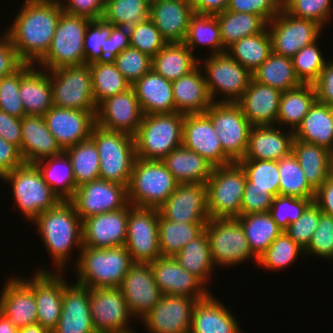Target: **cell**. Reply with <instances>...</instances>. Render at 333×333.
<instances>
[{"label": "cell", "instance_id": "obj_52", "mask_svg": "<svg viewBox=\"0 0 333 333\" xmlns=\"http://www.w3.org/2000/svg\"><path fill=\"white\" fill-rule=\"evenodd\" d=\"M64 152L70 159L77 187L99 178V154L91 138L67 148Z\"/></svg>", "mask_w": 333, "mask_h": 333}, {"label": "cell", "instance_id": "obj_5", "mask_svg": "<svg viewBox=\"0 0 333 333\" xmlns=\"http://www.w3.org/2000/svg\"><path fill=\"white\" fill-rule=\"evenodd\" d=\"M90 138L99 154V178L128 186L136 159L134 137L95 124Z\"/></svg>", "mask_w": 333, "mask_h": 333}, {"label": "cell", "instance_id": "obj_19", "mask_svg": "<svg viewBox=\"0 0 333 333\" xmlns=\"http://www.w3.org/2000/svg\"><path fill=\"white\" fill-rule=\"evenodd\" d=\"M158 211L163 218L172 222L206 224L210 219L207 211L206 184H178Z\"/></svg>", "mask_w": 333, "mask_h": 333}, {"label": "cell", "instance_id": "obj_70", "mask_svg": "<svg viewBox=\"0 0 333 333\" xmlns=\"http://www.w3.org/2000/svg\"><path fill=\"white\" fill-rule=\"evenodd\" d=\"M313 85L317 100L333 107V60L327 61L318 80Z\"/></svg>", "mask_w": 333, "mask_h": 333}, {"label": "cell", "instance_id": "obj_66", "mask_svg": "<svg viewBox=\"0 0 333 333\" xmlns=\"http://www.w3.org/2000/svg\"><path fill=\"white\" fill-rule=\"evenodd\" d=\"M274 196L265 188L252 187L247 179L241 201V215L269 212Z\"/></svg>", "mask_w": 333, "mask_h": 333}, {"label": "cell", "instance_id": "obj_14", "mask_svg": "<svg viewBox=\"0 0 333 333\" xmlns=\"http://www.w3.org/2000/svg\"><path fill=\"white\" fill-rule=\"evenodd\" d=\"M159 211L129 203L125 247L134 263H151L161 257L158 236Z\"/></svg>", "mask_w": 333, "mask_h": 333}, {"label": "cell", "instance_id": "obj_26", "mask_svg": "<svg viewBox=\"0 0 333 333\" xmlns=\"http://www.w3.org/2000/svg\"><path fill=\"white\" fill-rule=\"evenodd\" d=\"M129 204L122 209L90 216L82 221L83 246L111 248L125 246Z\"/></svg>", "mask_w": 333, "mask_h": 333}, {"label": "cell", "instance_id": "obj_68", "mask_svg": "<svg viewBox=\"0 0 333 333\" xmlns=\"http://www.w3.org/2000/svg\"><path fill=\"white\" fill-rule=\"evenodd\" d=\"M23 62L19 59L10 37L4 33L0 37V78L12 74Z\"/></svg>", "mask_w": 333, "mask_h": 333}, {"label": "cell", "instance_id": "obj_69", "mask_svg": "<svg viewBox=\"0 0 333 333\" xmlns=\"http://www.w3.org/2000/svg\"><path fill=\"white\" fill-rule=\"evenodd\" d=\"M130 47L128 27L112 25L105 40V60H113L120 52Z\"/></svg>", "mask_w": 333, "mask_h": 333}, {"label": "cell", "instance_id": "obj_60", "mask_svg": "<svg viewBox=\"0 0 333 333\" xmlns=\"http://www.w3.org/2000/svg\"><path fill=\"white\" fill-rule=\"evenodd\" d=\"M112 61L131 85L152 69V58L131 47L124 49Z\"/></svg>", "mask_w": 333, "mask_h": 333}, {"label": "cell", "instance_id": "obj_31", "mask_svg": "<svg viewBox=\"0 0 333 333\" xmlns=\"http://www.w3.org/2000/svg\"><path fill=\"white\" fill-rule=\"evenodd\" d=\"M36 67L30 63L20 66L19 94L26 115L44 116L53 106L50 74Z\"/></svg>", "mask_w": 333, "mask_h": 333}, {"label": "cell", "instance_id": "obj_16", "mask_svg": "<svg viewBox=\"0 0 333 333\" xmlns=\"http://www.w3.org/2000/svg\"><path fill=\"white\" fill-rule=\"evenodd\" d=\"M89 307L97 333H135L128 324L132 314L120 287L90 289Z\"/></svg>", "mask_w": 333, "mask_h": 333}, {"label": "cell", "instance_id": "obj_64", "mask_svg": "<svg viewBox=\"0 0 333 333\" xmlns=\"http://www.w3.org/2000/svg\"><path fill=\"white\" fill-rule=\"evenodd\" d=\"M321 209L313 202L285 232L302 249H306L316 231L321 216Z\"/></svg>", "mask_w": 333, "mask_h": 333}, {"label": "cell", "instance_id": "obj_54", "mask_svg": "<svg viewBox=\"0 0 333 333\" xmlns=\"http://www.w3.org/2000/svg\"><path fill=\"white\" fill-rule=\"evenodd\" d=\"M305 255L302 249L289 235L282 231L271 245L258 257L257 265L267 270H282Z\"/></svg>", "mask_w": 333, "mask_h": 333}, {"label": "cell", "instance_id": "obj_63", "mask_svg": "<svg viewBox=\"0 0 333 333\" xmlns=\"http://www.w3.org/2000/svg\"><path fill=\"white\" fill-rule=\"evenodd\" d=\"M305 255H317L333 261V217L321 212L318 227L314 232Z\"/></svg>", "mask_w": 333, "mask_h": 333}, {"label": "cell", "instance_id": "obj_65", "mask_svg": "<svg viewBox=\"0 0 333 333\" xmlns=\"http://www.w3.org/2000/svg\"><path fill=\"white\" fill-rule=\"evenodd\" d=\"M227 10L256 14L268 23L283 10V0H230Z\"/></svg>", "mask_w": 333, "mask_h": 333}, {"label": "cell", "instance_id": "obj_44", "mask_svg": "<svg viewBox=\"0 0 333 333\" xmlns=\"http://www.w3.org/2000/svg\"><path fill=\"white\" fill-rule=\"evenodd\" d=\"M252 78L264 85L279 89L282 92L300 86L292 58L270 53L268 58L252 73Z\"/></svg>", "mask_w": 333, "mask_h": 333}, {"label": "cell", "instance_id": "obj_40", "mask_svg": "<svg viewBox=\"0 0 333 333\" xmlns=\"http://www.w3.org/2000/svg\"><path fill=\"white\" fill-rule=\"evenodd\" d=\"M200 62L183 42H172L152 58V69L166 80L174 81L193 71Z\"/></svg>", "mask_w": 333, "mask_h": 333}, {"label": "cell", "instance_id": "obj_8", "mask_svg": "<svg viewBox=\"0 0 333 333\" xmlns=\"http://www.w3.org/2000/svg\"><path fill=\"white\" fill-rule=\"evenodd\" d=\"M246 181L238 162L214 167L206 182L209 218H238Z\"/></svg>", "mask_w": 333, "mask_h": 333}, {"label": "cell", "instance_id": "obj_22", "mask_svg": "<svg viewBox=\"0 0 333 333\" xmlns=\"http://www.w3.org/2000/svg\"><path fill=\"white\" fill-rule=\"evenodd\" d=\"M97 111L52 106L43 116L48 130L64 151L90 138Z\"/></svg>", "mask_w": 333, "mask_h": 333}, {"label": "cell", "instance_id": "obj_45", "mask_svg": "<svg viewBox=\"0 0 333 333\" xmlns=\"http://www.w3.org/2000/svg\"><path fill=\"white\" fill-rule=\"evenodd\" d=\"M252 253L258 258L282 230L269 212L240 215L238 218Z\"/></svg>", "mask_w": 333, "mask_h": 333}, {"label": "cell", "instance_id": "obj_20", "mask_svg": "<svg viewBox=\"0 0 333 333\" xmlns=\"http://www.w3.org/2000/svg\"><path fill=\"white\" fill-rule=\"evenodd\" d=\"M143 112L136 93L131 86L128 90L103 100L97 108L96 124L104 129L135 136Z\"/></svg>", "mask_w": 333, "mask_h": 333}, {"label": "cell", "instance_id": "obj_28", "mask_svg": "<svg viewBox=\"0 0 333 333\" xmlns=\"http://www.w3.org/2000/svg\"><path fill=\"white\" fill-rule=\"evenodd\" d=\"M194 14L188 0H151L149 18L168 42H184Z\"/></svg>", "mask_w": 333, "mask_h": 333}, {"label": "cell", "instance_id": "obj_48", "mask_svg": "<svg viewBox=\"0 0 333 333\" xmlns=\"http://www.w3.org/2000/svg\"><path fill=\"white\" fill-rule=\"evenodd\" d=\"M175 259L185 270L207 284L215 266L211 259L209 240L205 230L187 243Z\"/></svg>", "mask_w": 333, "mask_h": 333}, {"label": "cell", "instance_id": "obj_39", "mask_svg": "<svg viewBox=\"0 0 333 333\" xmlns=\"http://www.w3.org/2000/svg\"><path fill=\"white\" fill-rule=\"evenodd\" d=\"M293 134L297 140L323 146L333 153L332 107L316 100Z\"/></svg>", "mask_w": 333, "mask_h": 333}, {"label": "cell", "instance_id": "obj_72", "mask_svg": "<svg viewBox=\"0 0 333 333\" xmlns=\"http://www.w3.org/2000/svg\"><path fill=\"white\" fill-rule=\"evenodd\" d=\"M24 163L20 149L0 137V173L5 175Z\"/></svg>", "mask_w": 333, "mask_h": 333}, {"label": "cell", "instance_id": "obj_18", "mask_svg": "<svg viewBox=\"0 0 333 333\" xmlns=\"http://www.w3.org/2000/svg\"><path fill=\"white\" fill-rule=\"evenodd\" d=\"M63 273L51 270L37 269L30 279L19 277L33 292L37 305V324L49 329L51 332L57 327L60 320L63 288L68 284L62 277Z\"/></svg>", "mask_w": 333, "mask_h": 333}, {"label": "cell", "instance_id": "obj_53", "mask_svg": "<svg viewBox=\"0 0 333 333\" xmlns=\"http://www.w3.org/2000/svg\"><path fill=\"white\" fill-rule=\"evenodd\" d=\"M151 0H106L102 19L115 26L130 27L149 18Z\"/></svg>", "mask_w": 333, "mask_h": 333}, {"label": "cell", "instance_id": "obj_56", "mask_svg": "<svg viewBox=\"0 0 333 333\" xmlns=\"http://www.w3.org/2000/svg\"><path fill=\"white\" fill-rule=\"evenodd\" d=\"M252 187L267 189L274 197L279 195L278 161L239 160Z\"/></svg>", "mask_w": 333, "mask_h": 333}, {"label": "cell", "instance_id": "obj_57", "mask_svg": "<svg viewBox=\"0 0 333 333\" xmlns=\"http://www.w3.org/2000/svg\"><path fill=\"white\" fill-rule=\"evenodd\" d=\"M128 31L130 47L138 49L151 58L168 43L150 18L128 27Z\"/></svg>", "mask_w": 333, "mask_h": 333}, {"label": "cell", "instance_id": "obj_24", "mask_svg": "<svg viewBox=\"0 0 333 333\" xmlns=\"http://www.w3.org/2000/svg\"><path fill=\"white\" fill-rule=\"evenodd\" d=\"M120 289L132 316L140 320L162 297L150 263H134L123 278Z\"/></svg>", "mask_w": 333, "mask_h": 333}, {"label": "cell", "instance_id": "obj_4", "mask_svg": "<svg viewBox=\"0 0 333 333\" xmlns=\"http://www.w3.org/2000/svg\"><path fill=\"white\" fill-rule=\"evenodd\" d=\"M184 117L178 112L143 115L134 136L136 158L161 161L181 146Z\"/></svg>", "mask_w": 333, "mask_h": 333}, {"label": "cell", "instance_id": "obj_33", "mask_svg": "<svg viewBox=\"0 0 333 333\" xmlns=\"http://www.w3.org/2000/svg\"><path fill=\"white\" fill-rule=\"evenodd\" d=\"M21 134V155L25 163L35 164L63 152L43 116L25 115L21 118Z\"/></svg>", "mask_w": 333, "mask_h": 333}, {"label": "cell", "instance_id": "obj_3", "mask_svg": "<svg viewBox=\"0 0 333 333\" xmlns=\"http://www.w3.org/2000/svg\"><path fill=\"white\" fill-rule=\"evenodd\" d=\"M79 251L77 264H74L77 284L89 289L120 287L134 264L125 246L104 249L83 246Z\"/></svg>", "mask_w": 333, "mask_h": 333}, {"label": "cell", "instance_id": "obj_30", "mask_svg": "<svg viewBox=\"0 0 333 333\" xmlns=\"http://www.w3.org/2000/svg\"><path fill=\"white\" fill-rule=\"evenodd\" d=\"M0 312L15 327L37 324V305L34 292L19 278H8L0 294Z\"/></svg>", "mask_w": 333, "mask_h": 333}, {"label": "cell", "instance_id": "obj_74", "mask_svg": "<svg viewBox=\"0 0 333 333\" xmlns=\"http://www.w3.org/2000/svg\"><path fill=\"white\" fill-rule=\"evenodd\" d=\"M230 0H190L194 13L216 15L225 11Z\"/></svg>", "mask_w": 333, "mask_h": 333}, {"label": "cell", "instance_id": "obj_37", "mask_svg": "<svg viewBox=\"0 0 333 333\" xmlns=\"http://www.w3.org/2000/svg\"><path fill=\"white\" fill-rule=\"evenodd\" d=\"M292 152L315 190L333 173V153L327 148L294 138Z\"/></svg>", "mask_w": 333, "mask_h": 333}, {"label": "cell", "instance_id": "obj_46", "mask_svg": "<svg viewBox=\"0 0 333 333\" xmlns=\"http://www.w3.org/2000/svg\"><path fill=\"white\" fill-rule=\"evenodd\" d=\"M226 52L252 74L272 52L268 28L261 33L238 40Z\"/></svg>", "mask_w": 333, "mask_h": 333}, {"label": "cell", "instance_id": "obj_71", "mask_svg": "<svg viewBox=\"0 0 333 333\" xmlns=\"http://www.w3.org/2000/svg\"><path fill=\"white\" fill-rule=\"evenodd\" d=\"M0 137L18 147L21 152V119L0 110Z\"/></svg>", "mask_w": 333, "mask_h": 333}, {"label": "cell", "instance_id": "obj_1", "mask_svg": "<svg viewBox=\"0 0 333 333\" xmlns=\"http://www.w3.org/2000/svg\"><path fill=\"white\" fill-rule=\"evenodd\" d=\"M5 32L23 63L36 65L48 52L60 16V0H25Z\"/></svg>", "mask_w": 333, "mask_h": 333}, {"label": "cell", "instance_id": "obj_11", "mask_svg": "<svg viewBox=\"0 0 333 333\" xmlns=\"http://www.w3.org/2000/svg\"><path fill=\"white\" fill-rule=\"evenodd\" d=\"M207 90L214 103H237L243 96L252 74L227 52L211 54L203 61ZM224 95L216 100L217 94Z\"/></svg>", "mask_w": 333, "mask_h": 333}, {"label": "cell", "instance_id": "obj_36", "mask_svg": "<svg viewBox=\"0 0 333 333\" xmlns=\"http://www.w3.org/2000/svg\"><path fill=\"white\" fill-rule=\"evenodd\" d=\"M200 64L191 72L172 81L175 110L178 113L204 114L213 101L207 90Z\"/></svg>", "mask_w": 333, "mask_h": 333}, {"label": "cell", "instance_id": "obj_59", "mask_svg": "<svg viewBox=\"0 0 333 333\" xmlns=\"http://www.w3.org/2000/svg\"><path fill=\"white\" fill-rule=\"evenodd\" d=\"M332 0H283V9L293 17L312 20L322 27L329 23Z\"/></svg>", "mask_w": 333, "mask_h": 333}, {"label": "cell", "instance_id": "obj_35", "mask_svg": "<svg viewBox=\"0 0 333 333\" xmlns=\"http://www.w3.org/2000/svg\"><path fill=\"white\" fill-rule=\"evenodd\" d=\"M144 115L174 113L172 81L153 69L132 85Z\"/></svg>", "mask_w": 333, "mask_h": 333}, {"label": "cell", "instance_id": "obj_42", "mask_svg": "<svg viewBox=\"0 0 333 333\" xmlns=\"http://www.w3.org/2000/svg\"><path fill=\"white\" fill-rule=\"evenodd\" d=\"M44 181L62 201H69L77 188L73 169L67 154L45 158L35 163Z\"/></svg>", "mask_w": 333, "mask_h": 333}, {"label": "cell", "instance_id": "obj_2", "mask_svg": "<svg viewBox=\"0 0 333 333\" xmlns=\"http://www.w3.org/2000/svg\"><path fill=\"white\" fill-rule=\"evenodd\" d=\"M32 223L36 225L44 247L53 259L55 271L62 272L68 268L66 264L71 257L68 256L70 251L74 247H83L82 220L73 204L61 201L54 208L42 212Z\"/></svg>", "mask_w": 333, "mask_h": 333}, {"label": "cell", "instance_id": "obj_47", "mask_svg": "<svg viewBox=\"0 0 333 333\" xmlns=\"http://www.w3.org/2000/svg\"><path fill=\"white\" fill-rule=\"evenodd\" d=\"M193 53L197 47L208 46L213 55L225 53L216 15L194 13L189 21L188 31L183 42Z\"/></svg>", "mask_w": 333, "mask_h": 333}, {"label": "cell", "instance_id": "obj_67", "mask_svg": "<svg viewBox=\"0 0 333 333\" xmlns=\"http://www.w3.org/2000/svg\"><path fill=\"white\" fill-rule=\"evenodd\" d=\"M60 1L64 12L91 20L102 19L106 2V0H67V3L66 0Z\"/></svg>", "mask_w": 333, "mask_h": 333}, {"label": "cell", "instance_id": "obj_12", "mask_svg": "<svg viewBox=\"0 0 333 333\" xmlns=\"http://www.w3.org/2000/svg\"><path fill=\"white\" fill-rule=\"evenodd\" d=\"M53 106L97 111L93 91L92 72L89 64L65 66L49 70Z\"/></svg>", "mask_w": 333, "mask_h": 333}, {"label": "cell", "instance_id": "obj_10", "mask_svg": "<svg viewBox=\"0 0 333 333\" xmlns=\"http://www.w3.org/2000/svg\"><path fill=\"white\" fill-rule=\"evenodd\" d=\"M204 230L215 267H234L250 258L257 263L258 258L252 253L237 218H210Z\"/></svg>", "mask_w": 333, "mask_h": 333}, {"label": "cell", "instance_id": "obj_51", "mask_svg": "<svg viewBox=\"0 0 333 333\" xmlns=\"http://www.w3.org/2000/svg\"><path fill=\"white\" fill-rule=\"evenodd\" d=\"M279 195L314 199L316 190L308 183L296 156L291 151L278 161Z\"/></svg>", "mask_w": 333, "mask_h": 333}, {"label": "cell", "instance_id": "obj_25", "mask_svg": "<svg viewBox=\"0 0 333 333\" xmlns=\"http://www.w3.org/2000/svg\"><path fill=\"white\" fill-rule=\"evenodd\" d=\"M150 266L156 285L163 295L187 296L198 301L210 294L207 286L197 276L185 270L175 257L161 256L151 262Z\"/></svg>", "mask_w": 333, "mask_h": 333}, {"label": "cell", "instance_id": "obj_76", "mask_svg": "<svg viewBox=\"0 0 333 333\" xmlns=\"http://www.w3.org/2000/svg\"><path fill=\"white\" fill-rule=\"evenodd\" d=\"M17 333H52L49 329L42 327L39 324L29 325L23 328H19Z\"/></svg>", "mask_w": 333, "mask_h": 333}, {"label": "cell", "instance_id": "obj_15", "mask_svg": "<svg viewBox=\"0 0 333 333\" xmlns=\"http://www.w3.org/2000/svg\"><path fill=\"white\" fill-rule=\"evenodd\" d=\"M267 28L271 35L272 51L289 58L319 40L324 30L319 23L293 17L284 9L268 22Z\"/></svg>", "mask_w": 333, "mask_h": 333}, {"label": "cell", "instance_id": "obj_21", "mask_svg": "<svg viewBox=\"0 0 333 333\" xmlns=\"http://www.w3.org/2000/svg\"><path fill=\"white\" fill-rule=\"evenodd\" d=\"M196 302L192 297L162 295L141 322L148 333H189Z\"/></svg>", "mask_w": 333, "mask_h": 333}, {"label": "cell", "instance_id": "obj_34", "mask_svg": "<svg viewBox=\"0 0 333 333\" xmlns=\"http://www.w3.org/2000/svg\"><path fill=\"white\" fill-rule=\"evenodd\" d=\"M210 293L194 305L189 333H242L231 310Z\"/></svg>", "mask_w": 333, "mask_h": 333}, {"label": "cell", "instance_id": "obj_73", "mask_svg": "<svg viewBox=\"0 0 333 333\" xmlns=\"http://www.w3.org/2000/svg\"><path fill=\"white\" fill-rule=\"evenodd\" d=\"M314 203L323 213L333 217V173L316 190Z\"/></svg>", "mask_w": 333, "mask_h": 333}, {"label": "cell", "instance_id": "obj_27", "mask_svg": "<svg viewBox=\"0 0 333 333\" xmlns=\"http://www.w3.org/2000/svg\"><path fill=\"white\" fill-rule=\"evenodd\" d=\"M90 289L77 283L63 288L60 320L52 333H97L92 322Z\"/></svg>", "mask_w": 333, "mask_h": 333}, {"label": "cell", "instance_id": "obj_32", "mask_svg": "<svg viewBox=\"0 0 333 333\" xmlns=\"http://www.w3.org/2000/svg\"><path fill=\"white\" fill-rule=\"evenodd\" d=\"M277 125L252 126L245 156L240 160L279 161L292 151L293 131Z\"/></svg>", "mask_w": 333, "mask_h": 333}, {"label": "cell", "instance_id": "obj_38", "mask_svg": "<svg viewBox=\"0 0 333 333\" xmlns=\"http://www.w3.org/2000/svg\"><path fill=\"white\" fill-rule=\"evenodd\" d=\"M180 183L206 184L214 166L198 153L181 145L161 160Z\"/></svg>", "mask_w": 333, "mask_h": 333}, {"label": "cell", "instance_id": "obj_13", "mask_svg": "<svg viewBox=\"0 0 333 333\" xmlns=\"http://www.w3.org/2000/svg\"><path fill=\"white\" fill-rule=\"evenodd\" d=\"M211 119L223 151L234 161L242 159L247 151L252 125L237 103H212L205 111Z\"/></svg>", "mask_w": 333, "mask_h": 333}, {"label": "cell", "instance_id": "obj_23", "mask_svg": "<svg viewBox=\"0 0 333 333\" xmlns=\"http://www.w3.org/2000/svg\"><path fill=\"white\" fill-rule=\"evenodd\" d=\"M182 145L204 157L214 167L234 163L223 151L212 121L205 113L185 115Z\"/></svg>", "mask_w": 333, "mask_h": 333}, {"label": "cell", "instance_id": "obj_7", "mask_svg": "<svg viewBox=\"0 0 333 333\" xmlns=\"http://www.w3.org/2000/svg\"><path fill=\"white\" fill-rule=\"evenodd\" d=\"M2 181L11 185L13 200L30 222L42 212L54 208L62 200L44 181L35 164L24 163L3 175Z\"/></svg>", "mask_w": 333, "mask_h": 333}, {"label": "cell", "instance_id": "obj_49", "mask_svg": "<svg viewBox=\"0 0 333 333\" xmlns=\"http://www.w3.org/2000/svg\"><path fill=\"white\" fill-rule=\"evenodd\" d=\"M206 224L177 223L159 214L158 236L161 256L175 257L191 240L198 237Z\"/></svg>", "mask_w": 333, "mask_h": 333}, {"label": "cell", "instance_id": "obj_6", "mask_svg": "<svg viewBox=\"0 0 333 333\" xmlns=\"http://www.w3.org/2000/svg\"><path fill=\"white\" fill-rule=\"evenodd\" d=\"M178 184L162 161L136 158L127 186L128 201L135 207L158 209Z\"/></svg>", "mask_w": 333, "mask_h": 333}, {"label": "cell", "instance_id": "obj_61", "mask_svg": "<svg viewBox=\"0 0 333 333\" xmlns=\"http://www.w3.org/2000/svg\"><path fill=\"white\" fill-rule=\"evenodd\" d=\"M112 24L103 19L91 20L84 37L85 64L105 60V40L109 37Z\"/></svg>", "mask_w": 333, "mask_h": 333}, {"label": "cell", "instance_id": "obj_58", "mask_svg": "<svg viewBox=\"0 0 333 333\" xmlns=\"http://www.w3.org/2000/svg\"><path fill=\"white\" fill-rule=\"evenodd\" d=\"M313 202L314 199L277 195L273 198L269 213L280 229L285 231Z\"/></svg>", "mask_w": 333, "mask_h": 333}, {"label": "cell", "instance_id": "obj_50", "mask_svg": "<svg viewBox=\"0 0 333 333\" xmlns=\"http://www.w3.org/2000/svg\"><path fill=\"white\" fill-rule=\"evenodd\" d=\"M89 65L92 72V91L97 106L106 98L124 92L132 86L112 60L96 61Z\"/></svg>", "mask_w": 333, "mask_h": 333}, {"label": "cell", "instance_id": "obj_9", "mask_svg": "<svg viewBox=\"0 0 333 333\" xmlns=\"http://www.w3.org/2000/svg\"><path fill=\"white\" fill-rule=\"evenodd\" d=\"M91 19L62 12L46 55L37 63L47 71L85 64L84 37Z\"/></svg>", "mask_w": 333, "mask_h": 333}, {"label": "cell", "instance_id": "obj_55", "mask_svg": "<svg viewBox=\"0 0 333 333\" xmlns=\"http://www.w3.org/2000/svg\"><path fill=\"white\" fill-rule=\"evenodd\" d=\"M318 45L317 40L303 47L292 57L296 76L302 84H314L327 63Z\"/></svg>", "mask_w": 333, "mask_h": 333}, {"label": "cell", "instance_id": "obj_17", "mask_svg": "<svg viewBox=\"0 0 333 333\" xmlns=\"http://www.w3.org/2000/svg\"><path fill=\"white\" fill-rule=\"evenodd\" d=\"M69 201L82 221L93 215L125 208L129 204L126 185L101 178L78 186Z\"/></svg>", "mask_w": 333, "mask_h": 333}, {"label": "cell", "instance_id": "obj_75", "mask_svg": "<svg viewBox=\"0 0 333 333\" xmlns=\"http://www.w3.org/2000/svg\"><path fill=\"white\" fill-rule=\"evenodd\" d=\"M18 328L12 325L8 318L0 312V333H17Z\"/></svg>", "mask_w": 333, "mask_h": 333}, {"label": "cell", "instance_id": "obj_62", "mask_svg": "<svg viewBox=\"0 0 333 333\" xmlns=\"http://www.w3.org/2000/svg\"><path fill=\"white\" fill-rule=\"evenodd\" d=\"M19 89L20 67L12 74L0 78V110L21 119L26 114Z\"/></svg>", "mask_w": 333, "mask_h": 333}, {"label": "cell", "instance_id": "obj_41", "mask_svg": "<svg viewBox=\"0 0 333 333\" xmlns=\"http://www.w3.org/2000/svg\"><path fill=\"white\" fill-rule=\"evenodd\" d=\"M316 100L313 84H301L282 92L276 125H287V128L289 125V130L294 132Z\"/></svg>", "mask_w": 333, "mask_h": 333}, {"label": "cell", "instance_id": "obj_43", "mask_svg": "<svg viewBox=\"0 0 333 333\" xmlns=\"http://www.w3.org/2000/svg\"><path fill=\"white\" fill-rule=\"evenodd\" d=\"M225 50L238 40L263 32L268 23L256 14L225 10L216 14Z\"/></svg>", "mask_w": 333, "mask_h": 333}, {"label": "cell", "instance_id": "obj_29", "mask_svg": "<svg viewBox=\"0 0 333 333\" xmlns=\"http://www.w3.org/2000/svg\"><path fill=\"white\" fill-rule=\"evenodd\" d=\"M282 91L251 78L237 102L252 126L276 125Z\"/></svg>", "mask_w": 333, "mask_h": 333}]
</instances>
